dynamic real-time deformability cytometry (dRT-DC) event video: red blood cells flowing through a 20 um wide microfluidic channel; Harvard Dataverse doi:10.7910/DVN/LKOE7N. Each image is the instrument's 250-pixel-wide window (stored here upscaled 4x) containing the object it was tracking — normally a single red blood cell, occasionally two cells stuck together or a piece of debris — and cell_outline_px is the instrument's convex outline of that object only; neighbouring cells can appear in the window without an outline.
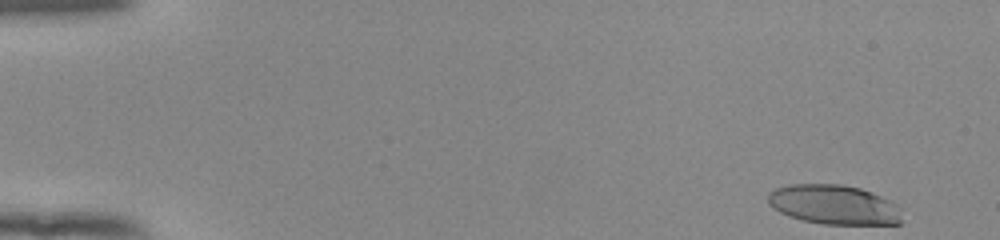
{"species": "human", "species_latin": "Homo sapiens", "temperature_condition": "room temperature", "stored_images_in_passage": 51, "camera_frame_rate_fps": 3000, "um_per_image_px": 0.085, "donor": {"sex": "female"}, "frame": {"image": 1, "passage_image": 1, "time_ms": 0.0, "image_size_px": [1000, 240], "cell_outline_px": [[900, 224], [824, 224], [804, 220], [788, 216], [772, 208], [768, 204], [768, 192], [776, 188], [788, 184], [840, 184], [860, 188], [872, 192], [892, 200], [896, 204], [900, 220]], "centroid_in_image_um": [70.84, 17.38], "position_along_channel_um": 14.2, "area_um2": 30.87}}
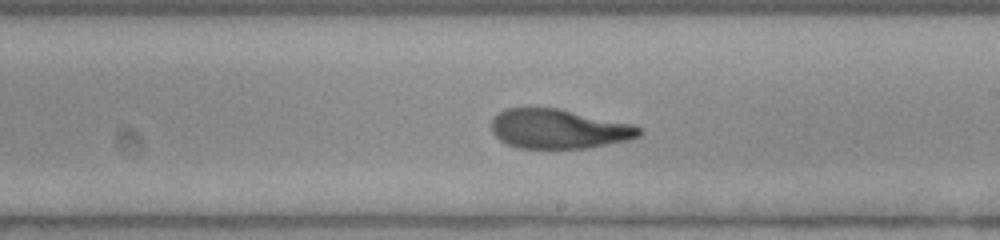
{"frame": {"image": 2, "passage_image": 30, "time_ms": 9.667, "image_size_px": [1000, 240], "cell_outline_px": [[640, 136], [628, 140], [588, 148], [516, 148], [500, 140], [492, 132], [492, 120], [500, 112], [508, 108], [560, 108], [632, 124], [640, 128]], "centroid_in_image_um": [47.49, 10.96], "position_along_channel_um": 241.5, "area_um2": 33.81}}
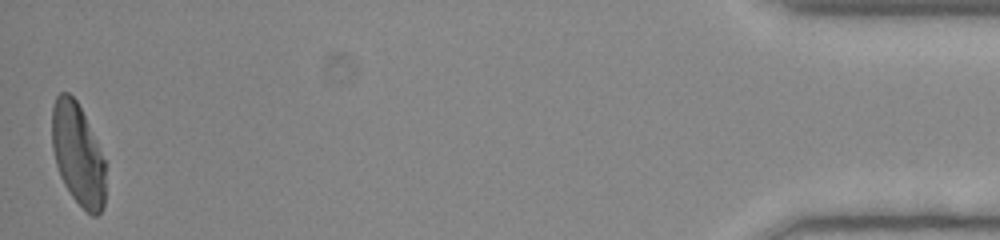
{"frame": {"image": 3, "passage_image": 51, "time_ms": 16.667, "image_size_px": [1000, 240], "cell_outline_px": [[104, 208], [96, 216], [92, 216], [72, 196], [64, 184], [60, 176], [56, 164], [52, 148], [52, 104], [56, 96], [60, 92], [68, 92], [76, 100], [84, 116], [104, 160]], "centroid_in_image_um": [6.58, 13.11], "position_along_channel_um": 428.6, "area_um2": 31.21}, "authors_computed_cell_mechanics": {"area_um2": 34.102, "velocity_mm_per_s": 3.8785, "shape_relaxation_time_tau1_ms": 6.6421, "shape_relaxation_time_tau2_ms": 1.8785, "deformation_change_tau1": 0.2588, "deformation_change_tau2": 0.0951}}